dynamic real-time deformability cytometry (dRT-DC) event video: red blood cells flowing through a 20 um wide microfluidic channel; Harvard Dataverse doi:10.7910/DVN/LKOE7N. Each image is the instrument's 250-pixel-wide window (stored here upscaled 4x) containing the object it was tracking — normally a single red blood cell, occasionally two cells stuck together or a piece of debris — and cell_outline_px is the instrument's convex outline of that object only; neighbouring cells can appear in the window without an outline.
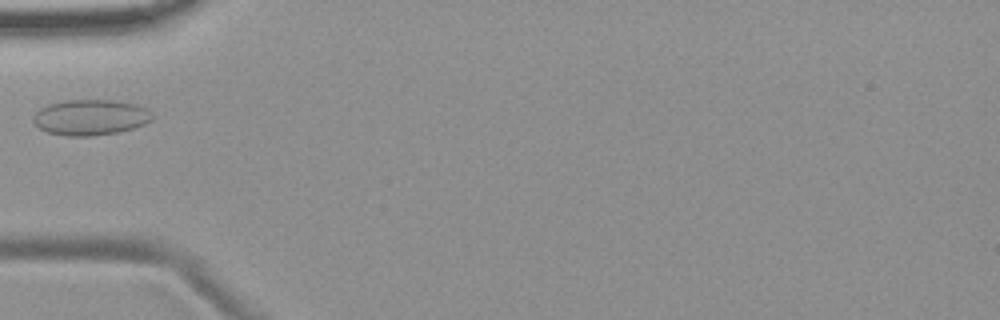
{"species": "common noctule bat (a hibernating species)", "species_latin": "Nyctalus noctula", "temperature_condition": "room temperature", "stored_images_in_passage": 1, "camera_frame_rate_fps": 3000, "um_per_image_px": 0.085, "animal": {"sex": "female", "body_mass_g": 19.9}, "frame": {"image": 1, "passage_image": 1, "time_ms": 0.0, "image_size_px": [1000, 320], "cell_outline_px": [[152, 120], [144, 124], [120, 132], [92, 136], [68, 136], [48, 132], [40, 128], [32, 120], [32, 116], [40, 108], [48, 104], [64, 100], [112, 100], [132, 104], [148, 108], [152, 116]], "centroid_in_image_um": [7.67, 9.97], "position_along_channel_um": 77.3, "area_um2": 24.68}}